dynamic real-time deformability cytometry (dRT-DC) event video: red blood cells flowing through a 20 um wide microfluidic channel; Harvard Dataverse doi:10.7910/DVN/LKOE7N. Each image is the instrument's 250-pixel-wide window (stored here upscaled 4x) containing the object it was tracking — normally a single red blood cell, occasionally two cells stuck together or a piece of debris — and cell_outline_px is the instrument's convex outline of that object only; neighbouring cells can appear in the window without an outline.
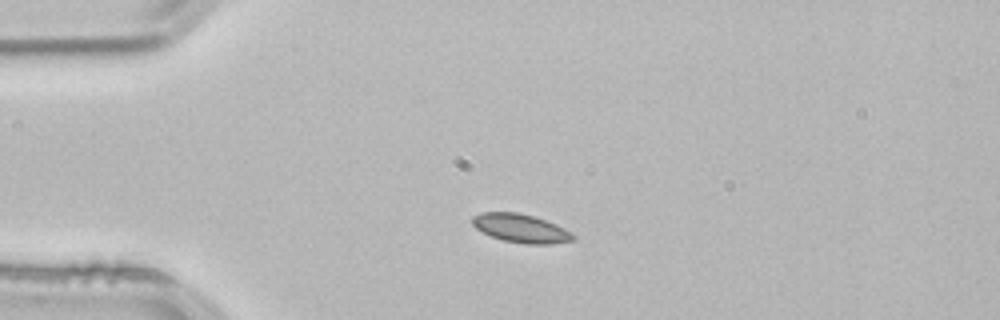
{"species": "common noctule bat (a hibernating species)", "species_latin": "Nyctalus noctula", "temperature_condition": "room temperature", "stored_images_in_passage": 41, "camera_frame_rate_fps": 3000, "um_per_image_px": 0.085, "animal": {"sex": "male", "body_mass_g": 21.5, "forearm_length_mm": 52.0}, "frame": {"image": 1, "passage_image": 1, "time_ms": 0.0, "image_size_px": [1000, 320], "cell_outline_px": [[576, 240], [552, 244], [524, 244], [504, 240], [492, 236], [476, 228], [472, 224], [472, 216], [480, 212], [516, 212], [532, 216], [556, 224], [572, 232], [576, 236]], "centroid_in_image_um": [44.3, 19.41], "position_along_channel_um": 40.7, "area_um2": 16.76}}
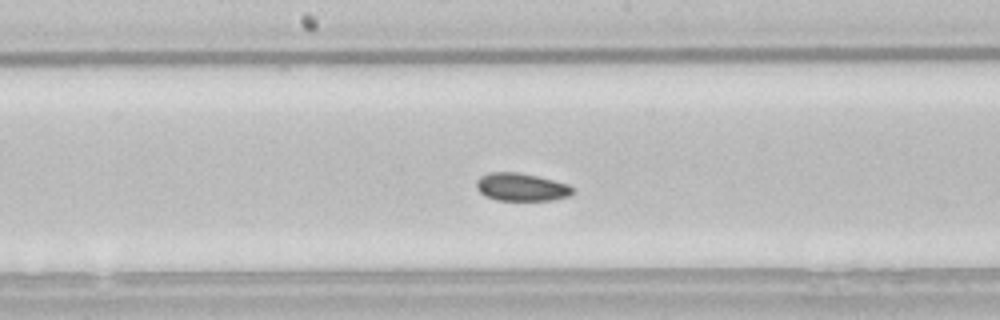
{"frame": {"image": 2, "passage_image": 16, "time_ms": 5.0, "image_size_px": [1000, 320], "cell_outline_px": [[576, 192], [568, 196], [552, 200], [496, 200], [484, 196], [476, 188], [476, 180], [480, 176], [488, 172], [520, 172], [568, 184], [576, 188]], "centroid_in_image_um": [44.31, 15.9], "position_along_channel_um": 203.9, "area_um2": 15.84}}
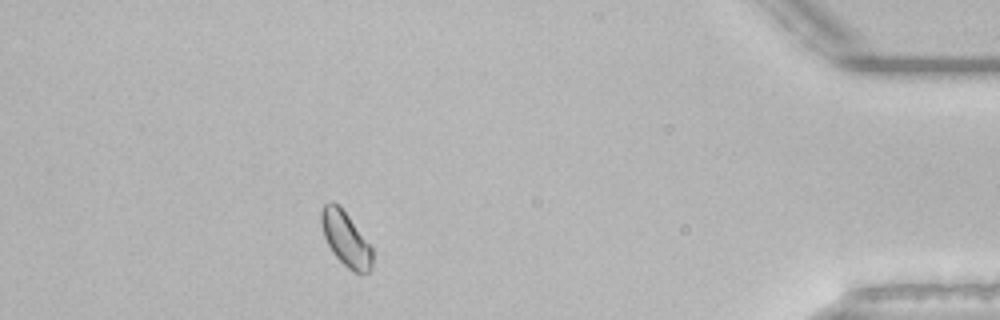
{"frame": {"image": 3, "passage_image": 36, "time_ms": 11.667, "image_size_px": [1000, 320], "cell_outline_px": [[372, 268], [368, 272], [352, 272], [332, 252], [324, 236], [320, 220], [320, 212], [324, 204], [332, 200], [348, 216], [372, 248]], "centroid_in_image_um": [29.37, 20.31], "position_along_channel_um": 405.8, "area_um2": 15.84}}